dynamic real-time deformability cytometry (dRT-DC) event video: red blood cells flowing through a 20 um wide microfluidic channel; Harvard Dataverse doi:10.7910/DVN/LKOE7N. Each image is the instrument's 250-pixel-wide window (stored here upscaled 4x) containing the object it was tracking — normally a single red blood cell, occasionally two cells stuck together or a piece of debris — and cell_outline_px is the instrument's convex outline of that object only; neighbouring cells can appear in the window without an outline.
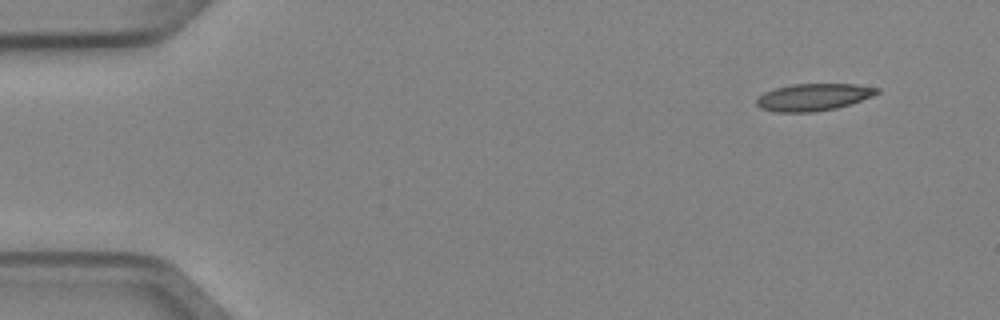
{"species": "Egyptian fruit bat (a non-hibernating species)", "species_latin": "Rousettus aegyptiacus", "temperature_condition": "cold", "stored_images_in_passage": 5, "segment_of_instrument_passage": [1, 2], "camera_frame_rate_fps": 3000, "um_per_image_px": 0.085, "animal": {"sex": "female"}, "frame": {"image": 1, "passage_image": 1, "time_ms": 0.0, "image_size_px": [1000, 320], "cell_outline_px": [[880, 92], [872, 96], [836, 108], [816, 112], [776, 112], [760, 108], [756, 104], [756, 100], [764, 92], [776, 88], [792, 84], [856, 84], [880, 88]], "centroid_in_image_um": [69.13, 8.25], "position_along_channel_um": 15.9, "area_um2": 18.96}}
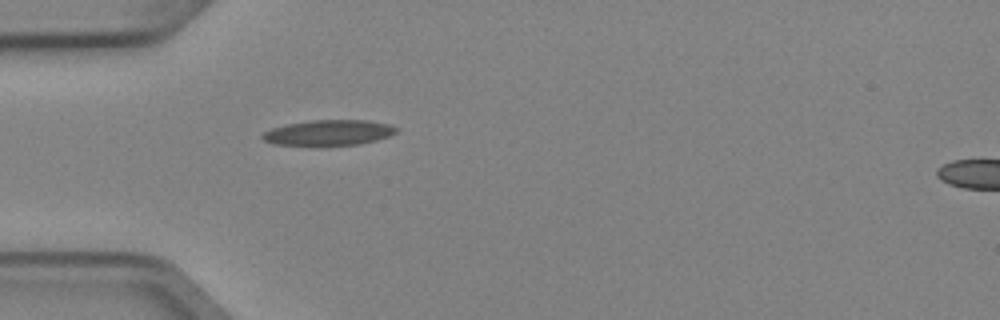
{"frame": {"image": 2, "passage_image": 4, "time_ms": 1.0, "image_size_px": [1000, 320], "cell_outline_px": [[396, 132], [388, 136], [376, 140], [360, 144], [320, 148], [276, 144], [264, 140], [260, 136], [264, 132], [272, 128], [288, 124], [312, 120], [364, 120], [388, 124], [396, 128]], "centroid_in_image_um": [27.89, 11.32], "position_along_channel_um": 57.1, "area_um2": 20.4}}